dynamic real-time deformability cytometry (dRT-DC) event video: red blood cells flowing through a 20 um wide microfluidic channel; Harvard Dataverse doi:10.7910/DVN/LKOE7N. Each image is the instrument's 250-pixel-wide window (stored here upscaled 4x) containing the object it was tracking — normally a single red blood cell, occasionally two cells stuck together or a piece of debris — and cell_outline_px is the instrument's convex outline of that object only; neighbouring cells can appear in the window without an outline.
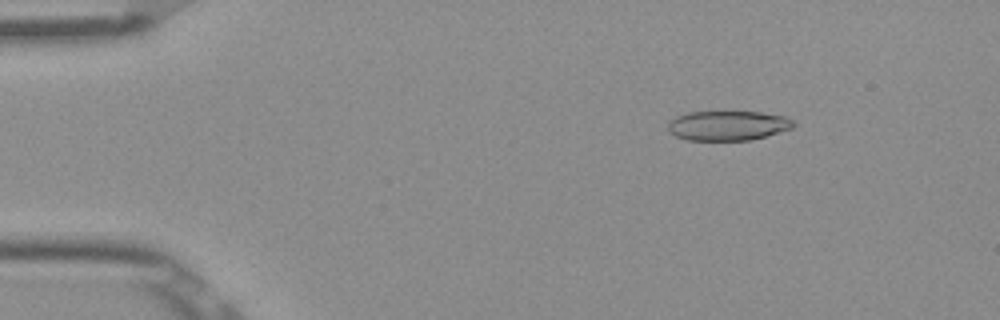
{"species": "Egyptian fruit bat (a non-hibernating species)", "species_latin": "Rousettus aegyptiacus", "temperature_condition": "room temperature", "stored_images_in_passage": 50, "camera_frame_rate_fps": 3000, "um_per_image_px": 0.085, "frame": {"image": 1, "passage_image": 5, "time_ms": 1.333, "image_size_px": [1000, 320], "cell_outline_px": [[796, 124], [792, 128], [764, 136], [748, 140], [688, 140], [676, 136], [668, 132], [668, 124], [676, 116], [688, 112], [760, 112], [784, 116], [792, 120]], "centroid_in_image_um": [61.84, 10.67], "position_along_channel_um": 23.2, "area_um2": 21.5}}
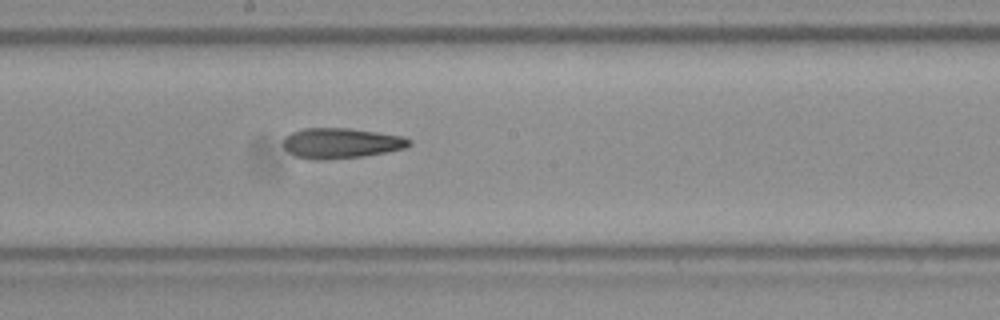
{"frame": {"image": 2, "passage_image": 26, "time_ms": 8.333, "image_size_px": [1000, 320], "cell_outline_px": [[412, 144], [408, 148], [364, 156], [296, 156], [288, 152], [284, 148], [284, 136], [292, 132], [304, 128], [352, 128], [404, 136], [412, 140]], "centroid_in_image_um": [29.1, 12.1], "position_along_channel_um": 219.1, "area_um2": 21.44}}
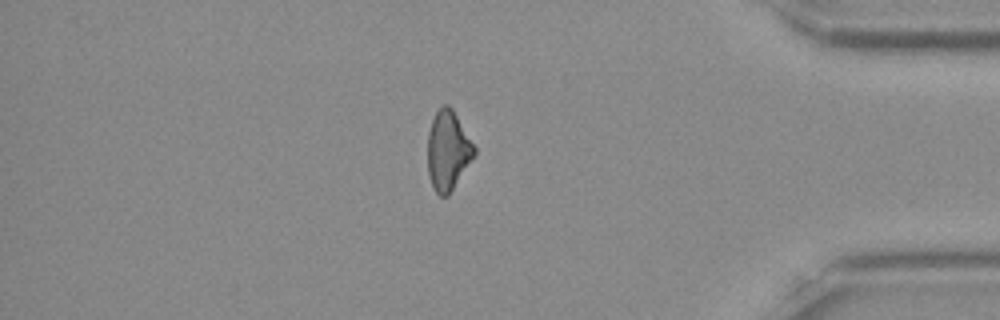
{"frame": {"image": 3, "passage_image": 42, "time_ms": 13.667, "image_size_px": [1000, 320], "cell_outline_px": [[476, 152], [448, 196], [440, 196], [432, 188], [428, 172], [428, 132], [432, 120], [436, 112], [444, 104], [448, 104], [452, 108], [476, 148]], "centroid_in_image_um": [38.06, 12.8], "position_along_channel_um": 397.1, "area_um2": 21.33}, "authors_computed_cell_mechanics": {"area_um2": 22.4553, "velocity_mm_per_s": 3.9263, "shape_relaxation_time_tau1_ms": null, "shape_relaxation_time_tau2_ms": 3.839, "deformation_change_tau1": null, "deformation_change_tau2": 0.1449}}